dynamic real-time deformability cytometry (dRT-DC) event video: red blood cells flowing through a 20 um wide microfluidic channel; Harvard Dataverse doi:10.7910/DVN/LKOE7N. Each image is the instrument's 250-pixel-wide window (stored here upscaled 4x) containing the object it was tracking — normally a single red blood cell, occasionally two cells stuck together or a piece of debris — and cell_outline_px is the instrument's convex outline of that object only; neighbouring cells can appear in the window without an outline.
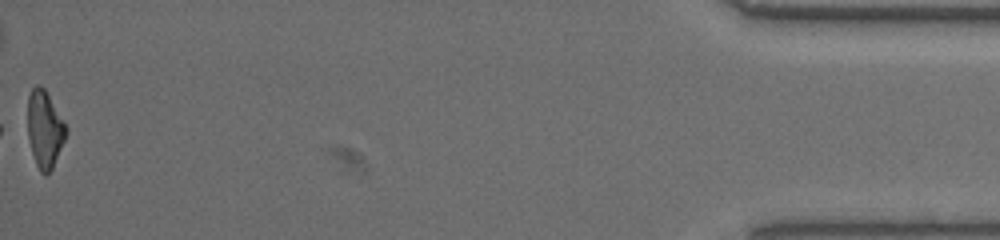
{"species": "common noctule bat (a hibernating species)", "species_latin": "Nyctalus noctula", "temperature_condition": "warm", "stored_images_in_passage": 60, "segment_of_instrument_passage": [2, 2], "camera_frame_rate_fps": 3000, "um_per_image_px": 0.085, "animal": {"sex": "female", "body_mass_g": 19.5, "forearm_length_mm": 54.1}, "frame": {"image": 1, "passage_image": 60, "time_ms": 19.667, "image_size_px": [1000, 240], "cell_outline_px": [[68, 132], [52, 168], [44, 176], [40, 172], [36, 164], [32, 152], [28, 136], [28, 96], [32, 88], [36, 84], [44, 88], [68, 128]], "centroid_in_image_um": [3.8, 10.98], "position_along_channel_um": 431.4, "area_um2": 17.05}}